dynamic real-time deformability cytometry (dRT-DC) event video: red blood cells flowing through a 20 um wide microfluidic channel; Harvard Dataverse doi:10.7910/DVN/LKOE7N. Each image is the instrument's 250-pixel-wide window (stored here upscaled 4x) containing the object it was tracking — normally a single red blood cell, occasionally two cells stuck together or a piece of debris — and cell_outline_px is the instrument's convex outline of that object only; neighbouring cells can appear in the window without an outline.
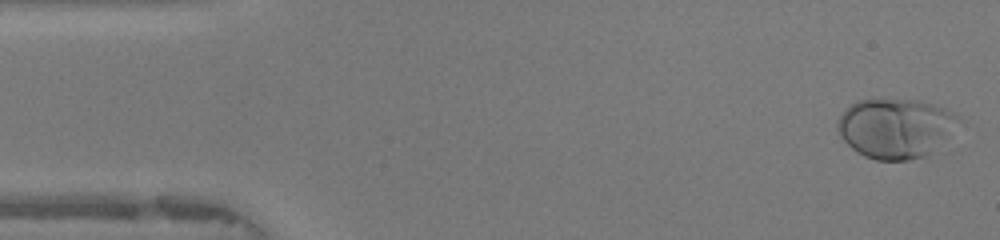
{"species": "human", "species_latin": "Homo sapiens", "temperature_condition": "warm", "stored_images_in_passage": 47, "camera_frame_rate_fps": 3000, "um_per_image_px": 0.085, "donor": {"sex": "female"}, "frame": {"image": 1, "passage_image": 1, "time_ms": 0.0, "image_size_px": [1000, 240], "cell_outline_px": [[964, 120], [928, 156], [908, 160], [876, 160], [864, 156], [856, 152], [840, 136], [836, 128], [836, 120], [856, 100], [920, 100], [936, 104], [960, 116]], "centroid_in_image_um": [76.15, 10.9], "position_along_channel_um": 8.8, "area_um2": 42.37}}
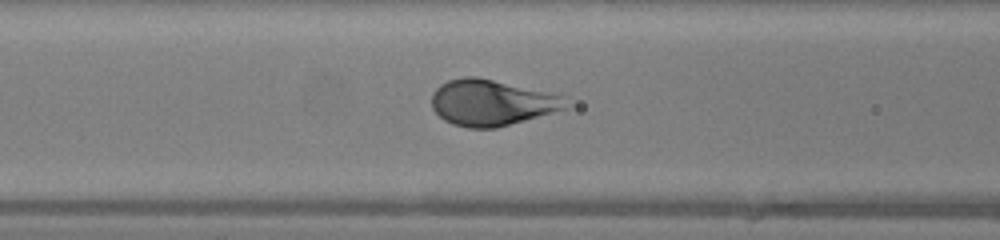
{"frame": {"image": 2, "passage_image": 18, "time_ms": 5.667, "image_size_px": [1000, 240], "cell_outline_px": [[568, 108], [496, 128], [468, 128], [452, 124], [444, 120], [432, 108], [432, 92], [440, 84], [448, 80], [464, 76], [476, 76], [564, 96]], "centroid_in_image_um": [41.74, 8.73], "position_along_channel_um": 124.9, "area_um2": 35.72}}
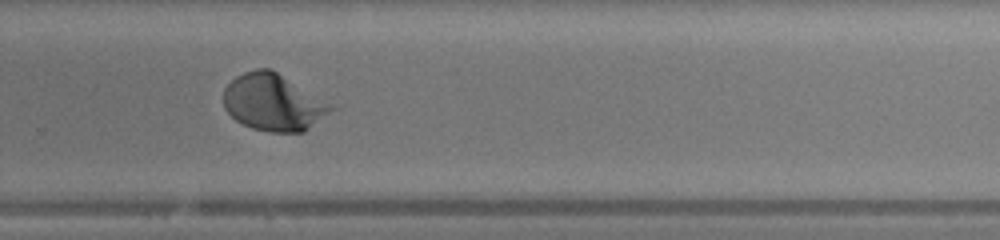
{"frame": {"image": 3, "passage_image": 31, "time_ms": 10.0, "image_size_px": [1000, 240], "cell_outline_px": [[336, 108], [304, 132], [268, 132], [252, 128], [236, 120], [224, 108], [224, 88], [236, 76], [244, 72], [256, 68], [272, 68]], "centroid_in_image_um": [23.21, 8.7], "position_along_channel_um": 306.6, "area_um2": 35.32}}